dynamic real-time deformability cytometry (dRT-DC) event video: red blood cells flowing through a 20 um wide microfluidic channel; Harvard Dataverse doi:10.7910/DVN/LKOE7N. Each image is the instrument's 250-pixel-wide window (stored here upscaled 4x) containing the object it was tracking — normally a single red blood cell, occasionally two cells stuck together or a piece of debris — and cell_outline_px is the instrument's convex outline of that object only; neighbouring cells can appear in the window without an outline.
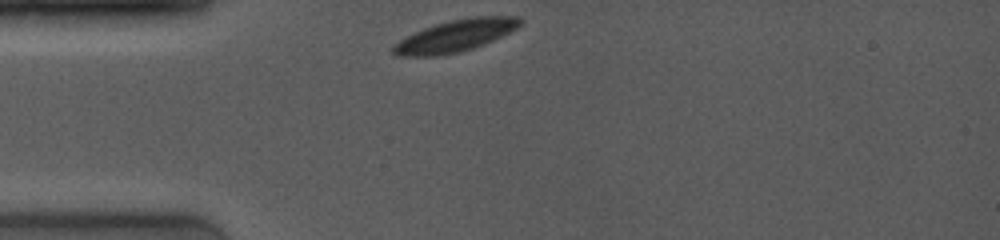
{"species": "common noctule bat (a hibernating species)", "species_latin": "Nyctalus noctula", "temperature_condition": "room temperature", "stored_images_in_passage": 6, "camera_frame_rate_fps": 4000, "um_per_image_px": 0.085, "animal": {"sex": "female", "body_mass_g": 19.0, "forearm_length_mm": 53.3}, "frame": {"image": 1, "passage_image": 1, "time_ms": 0.0, "image_size_px": [1000, 240], "cell_outline_px": [[520, 24], [516, 28], [484, 44], [460, 52], [436, 56], [400, 56], [392, 52], [392, 44], [424, 28], [436, 24], [452, 20], [476, 16], [520, 16]], "centroid_in_image_um": [38.68, 3.05], "position_along_channel_um": 46.3, "area_um2": 23.12}}